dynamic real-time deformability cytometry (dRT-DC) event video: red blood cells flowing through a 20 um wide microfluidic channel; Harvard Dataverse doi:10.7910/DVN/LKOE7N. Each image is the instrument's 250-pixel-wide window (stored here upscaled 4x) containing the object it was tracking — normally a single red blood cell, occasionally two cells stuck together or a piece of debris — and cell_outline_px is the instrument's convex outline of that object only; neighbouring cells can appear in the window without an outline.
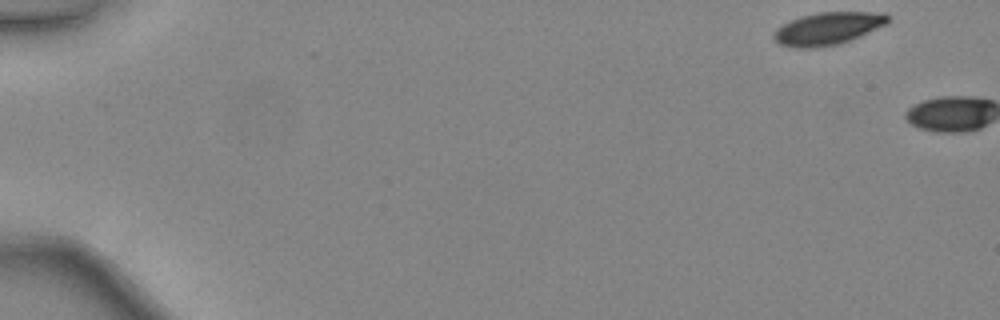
{"species": "common noctule bat (a hibernating species)", "species_latin": "Nyctalus noctula", "temperature_condition": "warm", "stored_images_in_passage": 2, "camera_frame_rate_fps": 3000, "um_per_image_px": 0.085, "animal": {"sex": "female", "body_mass_g": 24.6, "forearm_length_mm": 56.2}, "frame": {"image": 1, "passage_image": 1, "time_ms": 0.0, "image_size_px": [1000, 320], "cell_outline_px": [[892, 20], [852, 40], [840, 44], [816, 48], [796, 48], [780, 44], [772, 36], [784, 24], [792, 20], [804, 16], [820, 12], [872, 12], [892, 16]], "centroid_in_image_um": [70.4, 2.44], "position_along_channel_um": 14.6, "area_um2": 21.27}}